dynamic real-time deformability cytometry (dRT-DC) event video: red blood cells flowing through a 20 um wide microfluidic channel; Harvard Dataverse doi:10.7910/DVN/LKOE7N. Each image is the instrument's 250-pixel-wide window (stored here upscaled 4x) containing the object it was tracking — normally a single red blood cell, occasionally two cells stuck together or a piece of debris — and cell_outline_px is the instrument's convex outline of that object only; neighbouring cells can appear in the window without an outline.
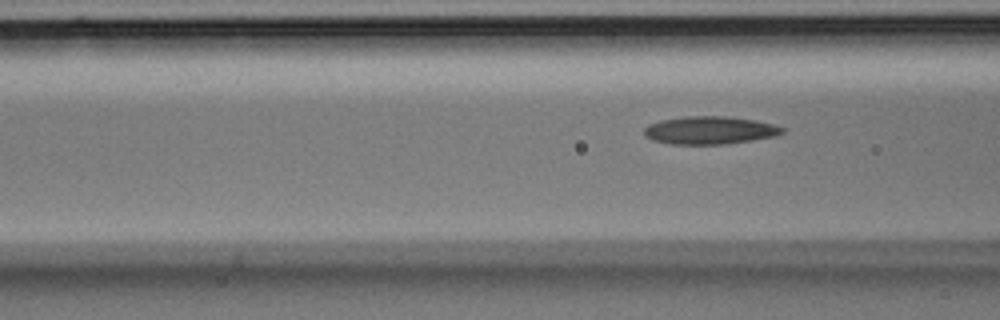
{"species": "Egyptian fruit bat (a non-hibernating species)", "species_latin": "Rousettus aegyptiacus", "temperature_condition": "room temperature", "stored_images_in_passage": 4, "camera_frame_rate_fps": 3000, "um_per_image_px": 0.085, "animal": {"sex": "male"}, "frame": {"image": 1, "passage_image": 4, "time_ms": 1.0, "image_size_px": [1000, 320], "cell_outline_px": [[784, 132], [776, 136], [752, 140], [724, 144], [668, 144], [652, 140], [644, 136], [644, 128], [648, 124], [660, 120], [688, 116], [728, 116], [756, 120], [776, 124], [784, 128]], "centroid_in_image_um": [60.33, 11.07], "position_along_channel_um": 106.3, "area_um2": 22.66}}